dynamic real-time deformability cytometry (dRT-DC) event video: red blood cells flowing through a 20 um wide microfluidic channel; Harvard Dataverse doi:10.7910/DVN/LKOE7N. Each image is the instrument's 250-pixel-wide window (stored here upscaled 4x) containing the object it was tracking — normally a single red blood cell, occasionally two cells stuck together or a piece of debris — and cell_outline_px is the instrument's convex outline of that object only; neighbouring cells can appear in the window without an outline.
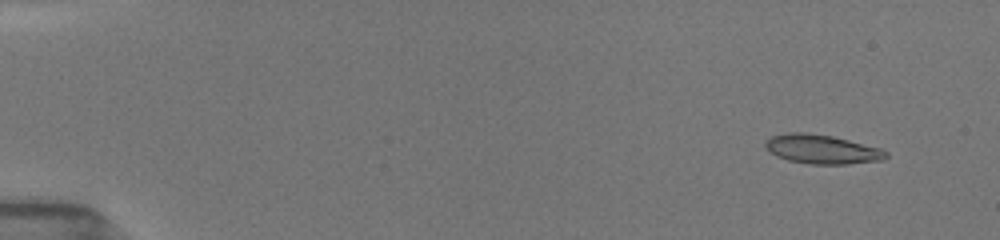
{"species": "common noctule bat (a hibernating species)", "species_latin": "Nyctalus noctula", "temperature_condition": "room temperature", "stored_images_in_passage": 24, "camera_frame_rate_fps": 3000, "um_per_image_px": 0.085, "animal": {"sex": "female", "body_mass_g": 19.5, "forearm_length_mm": 54.1}, "frame": {"image": 1, "passage_image": 4, "time_ms": 1.333, "image_size_px": [1000, 240], "cell_outline_px": [[888, 156], [884, 160], [848, 164], [812, 164], [788, 160], [776, 156], [764, 148], [764, 140], [772, 136], [788, 132], [804, 132], [832, 136], [880, 148], [888, 152]], "centroid_in_image_um": [69.84, 12.68], "position_along_channel_um": 15.2, "area_um2": 20.58}}
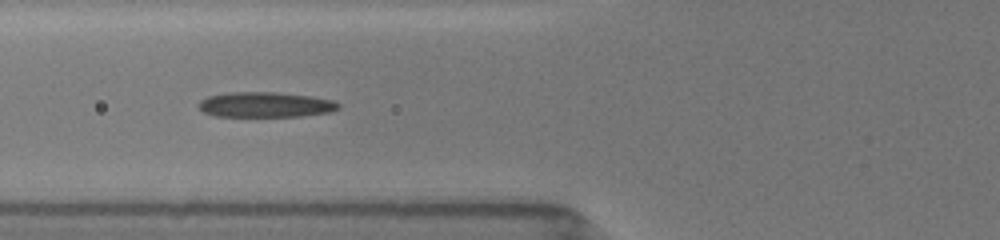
{"frame": {"image": 2, "passage_image": 18, "time_ms": 7.0, "image_size_px": [1000, 240], "cell_outline_px": [[340, 108], [332, 112], [300, 116], [216, 116], [204, 112], [200, 108], [200, 100], [208, 96], [228, 92], [276, 92], [312, 96], [336, 100], [340, 104]], "centroid_in_image_um": [22.63, 8.89], "position_along_channel_um": 103.2, "area_um2": 20.63}}
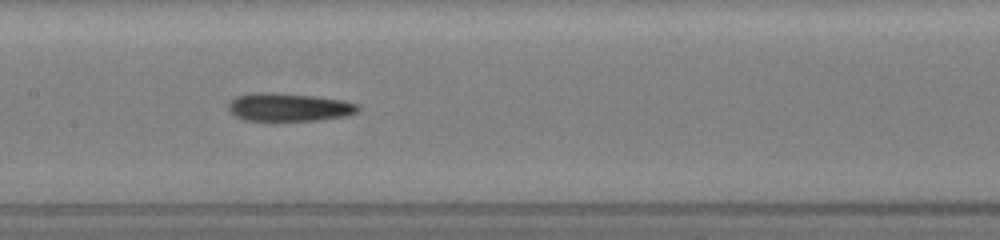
{"frame": {"image": 3, "passage_image": 22, "time_ms": 9.0, "image_size_px": [1000, 240], "cell_outline_px": [[360, 108], [356, 112], [348, 116], [320, 120], [244, 120], [236, 116], [228, 108], [228, 104], [236, 96], [252, 92], [276, 92], [316, 96], [344, 100], [360, 104]], "centroid_in_image_um": [24.6, 9.09], "position_along_channel_um": 182.8, "area_um2": 21.44}}